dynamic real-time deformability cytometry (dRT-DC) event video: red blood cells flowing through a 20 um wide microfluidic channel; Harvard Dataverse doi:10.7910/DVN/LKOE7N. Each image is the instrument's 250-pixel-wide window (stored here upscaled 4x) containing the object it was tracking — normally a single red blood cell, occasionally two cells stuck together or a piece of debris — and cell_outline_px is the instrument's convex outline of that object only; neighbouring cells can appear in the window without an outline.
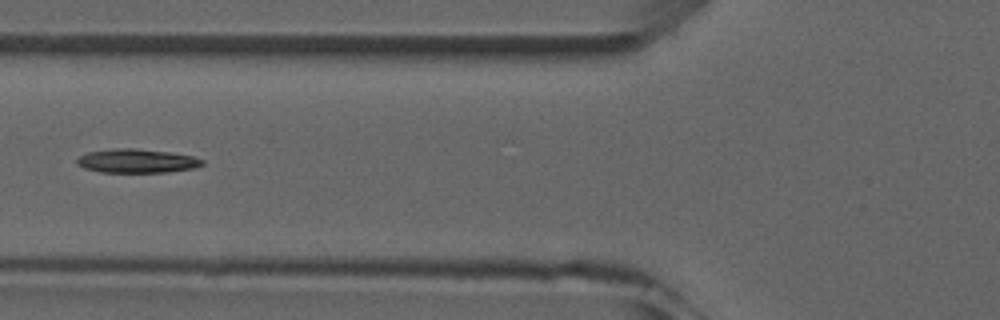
{"species": "common noctule bat (a hibernating species)", "species_latin": "Nyctalus noctula", "temperature_condition": "room temperature", "stored_images_in_passage": 8, "camera_frame_rate_fps": 3000, "um_per_image_px": 0.085, "animal": {"sex": "male", "forearm_length_mm": 52.5}, "frame": {"image": 1, "passage_image": 6, "time_ms": 6.0, "image_size_px": [1000, 320], "cell_outline_px": [[204, 164], [196, 168], [168, 172], [100, 172], [84, 168], [76, 164], [76, 160], [80, 156], [88, 152], [112, 148], [136, 148], [168, 152], [192, 156], [204, 160]], "centroid_in_image_um": [11.63, 13.68], "position_along_channel_um": 114.2, "area_um2": 17.51}}
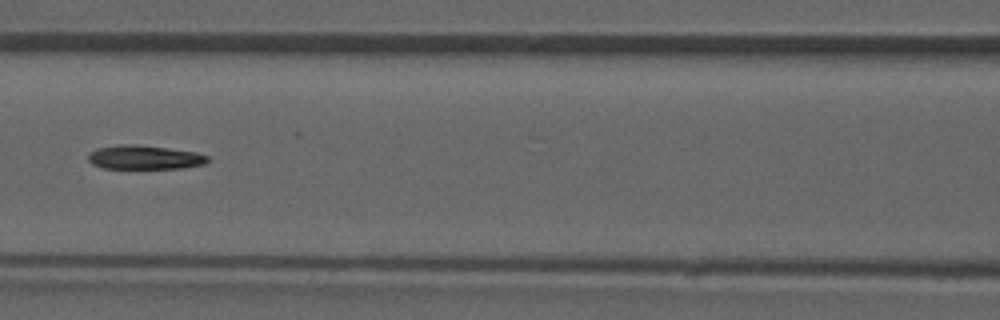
{"frame": {"image": 2, "passage_image": 7, "time_ms": 7.0, "image_size_px": [1000, 320], "cell_outline_px": [[208, 160], [204, 164], [184, 168], [104, 168], [92, 164], [88, 160], [88, 152], [96, 148], [124, 144], [136, 144], [196, 152], [208, 156]], "centroid_in_image_um": [12.25, 13.37], "position_along_channel_um": 154.3, "area_um2": 16.65}}